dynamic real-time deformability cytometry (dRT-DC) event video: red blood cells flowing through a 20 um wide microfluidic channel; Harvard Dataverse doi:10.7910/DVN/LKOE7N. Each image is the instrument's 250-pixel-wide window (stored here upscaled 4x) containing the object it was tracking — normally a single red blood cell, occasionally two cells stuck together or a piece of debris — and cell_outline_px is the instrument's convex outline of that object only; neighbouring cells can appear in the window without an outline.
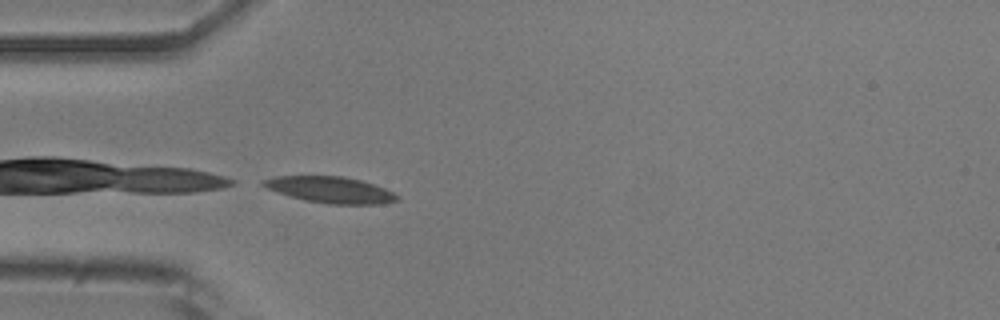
{"species": "common noctule bat (a hibernating species)", "species_latin": "Nyctalus noctula", "temperature_condition": "room temperature", "stored_images_in_passage": 4, "camera_frame_rate_fps": 3000, "um_per_image_px": 0.085, "animal": {"sex": "male", "body_mass_g": 20.5, "forearm_length_mm": 52.5}, "frame": {"image": 1, "passage_image": 1, "time_ms": 0.0, "image_size_px": [1000, 320], "cell_outline_px": [[400, 200], [384, 204], [328, 204], [304, 200], [288, 196], [268, 188], [260, 184], [260, 180], [276, 176], [344, 176], [360, 180], [384, 188], [400, 196]], "centroid_in_image_um": [28.09, 16.14], "position_along_channel_um": 56.9, "area_um2": 20.58}}